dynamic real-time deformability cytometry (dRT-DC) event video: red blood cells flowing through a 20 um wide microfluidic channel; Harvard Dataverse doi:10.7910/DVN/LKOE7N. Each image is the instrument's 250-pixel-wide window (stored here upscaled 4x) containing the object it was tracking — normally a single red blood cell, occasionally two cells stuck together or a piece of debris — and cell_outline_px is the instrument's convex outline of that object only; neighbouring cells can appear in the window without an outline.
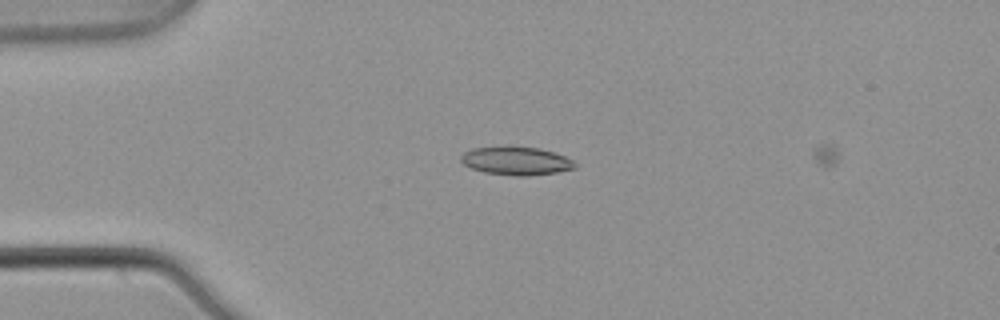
{"species": "common noctule bat (a hibernating species)", "species_latin": "Nyctalus noctula", "temperature_condition": "warm", "stored_images_in_passage": 4, "camera_frame_rate_fps": 3000, "um_per_image_px": 0.085, "animal": {"sex": "male", "body_mass_g": 21.5, "forearm_length_mm": 52.0}, "frame": {"image": 1, "passage_image": 3, "time_ms": 0.667, "image_size_px": [1000, 320], "cell_outline_px": [[576, 168], [556, 172], [528, 176], [516, 176], [484, 172], [472, 168], [464, 164], [460, 160], [460, 156], [464, 152], [472, 148], [540, 148], [564, 156], [572, 160], [576, 164]], "centroid_in_image_um": [43.88, 13.7], "position_along_channel_um": 41.1, "area_um2": 18.26}}